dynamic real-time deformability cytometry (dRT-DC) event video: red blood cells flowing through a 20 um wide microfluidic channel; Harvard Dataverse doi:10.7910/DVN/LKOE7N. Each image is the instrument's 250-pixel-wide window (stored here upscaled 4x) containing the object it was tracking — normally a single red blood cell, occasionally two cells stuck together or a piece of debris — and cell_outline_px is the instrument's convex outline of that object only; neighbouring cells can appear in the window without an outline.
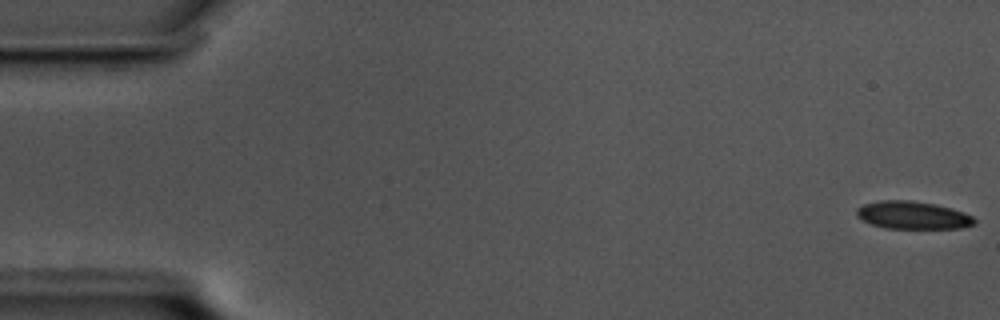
{"species": "common noctule bat (a hibernating species)", "species_latin": "Nyctalus noctula", "temperature_condition": "cold", "stored_images_in_passage": 43, "camera_frame_rate_fps": 3000, "um_per_image_px": 0.085, "animal": {"sex": "male", "body_mass_g": 17.5, "forearm_length_mm": 52.3}, "frame": {"image": 1, "passage_image": 1, "time_ms": 0.0, "image_size_px": [1000, 320], "cell_outline_px": [[972, 220], [968, 224], [932, 228], [916, 228], [884, 224], [872, 220], [864, 216], [860, 212], [864, 208], [880, 204], [912, 204], [936, 208], [968, 216]], "centroid_in_image_um": [77.69, 18.37], "position_along_channel_um": 7.3, "area_um2": 13.76}}
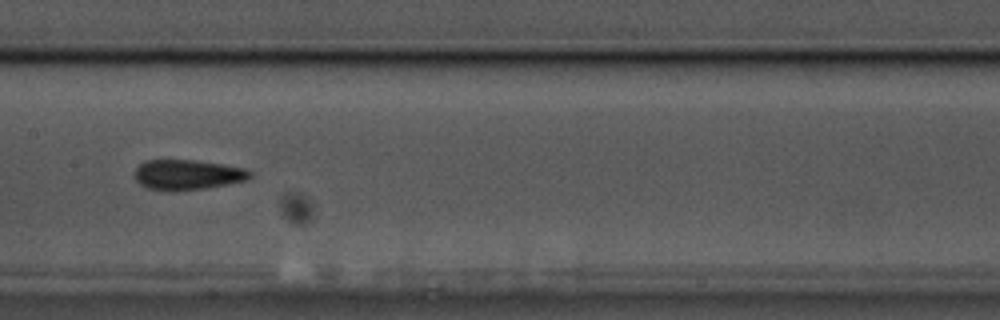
{"frame": {"image": 2, "passage_image": 29, "time_ms": 9.333, "image_size_px": [1000, 320], "cell_outline_px": [[244, 176], [228, 180], [200, 184], [156, 184], [144, 180], [140, 172], [144, 168], [152, 164], [184, 164], [224, 168], [240, 172]], "centroid_in_image_um": [15.87, 14.81], "position_along_channel_um": 191.5, "area_um2": 11.68}}
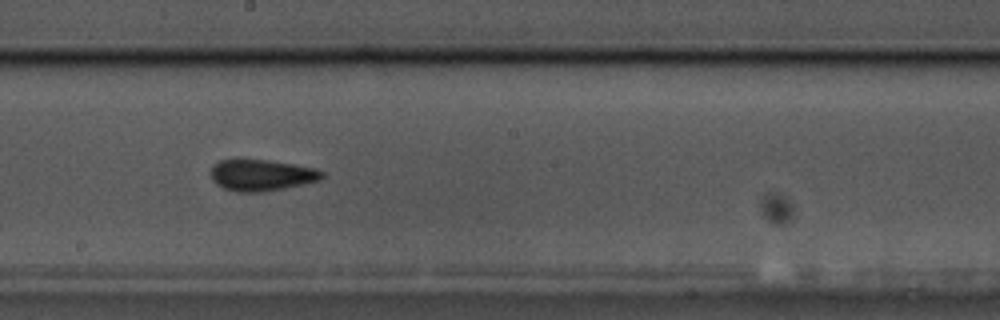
{"frame": {"image": 3, "passage_image": 32, "time_ms": 10.333, "image_size_px": [1000, 320], "cell_outline_px": [[316, 176], [300, 180], [280, 184], [252, 188], [228, 184], [220, 180], [216, 176], [216, 172], [224, 164], [256, 164], [292, 168], [316, 172]], "centroid_in_image_um": [22.11, 14.88], "position_along_channel_um": 226.1, "area_um2": 12.14}}